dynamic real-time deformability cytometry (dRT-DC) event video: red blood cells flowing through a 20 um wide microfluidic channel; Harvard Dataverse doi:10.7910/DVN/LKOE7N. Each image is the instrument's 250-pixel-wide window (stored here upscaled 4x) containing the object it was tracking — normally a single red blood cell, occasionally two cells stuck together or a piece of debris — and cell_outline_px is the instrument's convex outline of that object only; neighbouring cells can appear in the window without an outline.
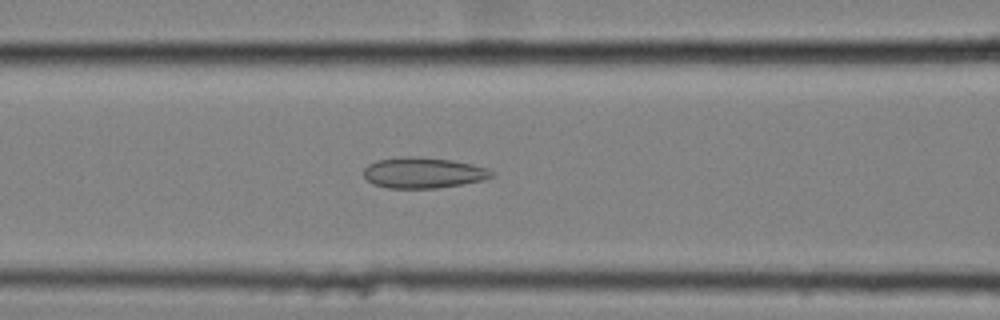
{"species": "common noctule bat (a hibernating species)", "species_latin": "Nyctalus noctula", "temperature_condition": "cold", "stored_images_in_passage": 58, "camera_frame_rate_fps": 3000, "um_per_image_px": 0.085, "animal": {"sex": "female", "body_mass_g": 25.1}, "frame": {"image": 1, "passage_image": 25, "time_ms": 8.0, "image_size_px": [1000, 320], "cell_outline_px": [[496, 176], [484, 180], [436, 188], [388, 188], [372, 184], [364, 176], [364, 168], [368, 164], [376, 160], [408, 156], [416, 156], [452, 160], [472, 164], [488, 168], [496, 172]], "centroid_in_image_um": [36.01, 14.68], "position_along_channel_um": 130.6, "area_um2": 23.12}}
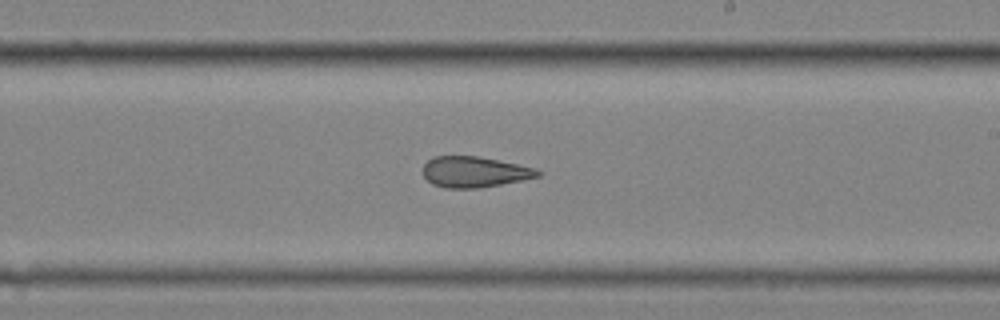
{"frame": {"image": 2, "passage_image": 35, "time_ms": 11.333, "image_size_px": [1000, 320], "cell_outline_px": [[544, 172], [540, 176], [500, 184], [476, 188], [444, 188], [432, 184], [424, 176], [424, 164], [432, 156], [476, 156], [536, 168]], "centroid_in_image_um": [40.31, 14.61], "position_along_channel_um": 248.7, "area_um2": 20.4}}
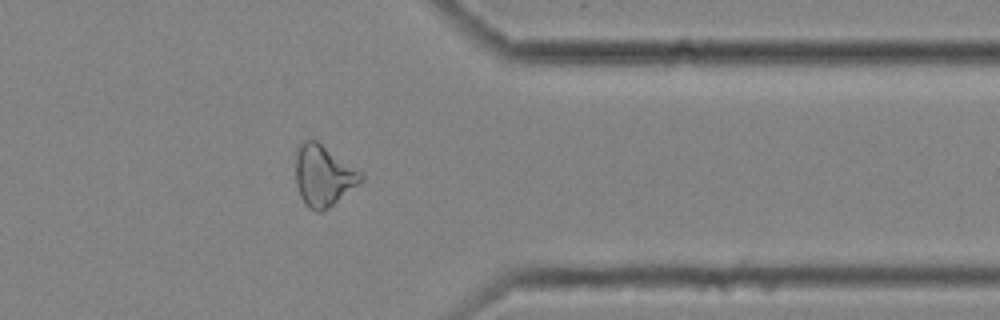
{"frame": {"image": 3, "passage_image": 47, "time_ms": 15.333, "image_size_px": [1000, 320], "cell_outline_px": [[364, 180], [324, 212], [316, 212], [308, 208], [304, 204], [300, 196], [296, 184], [296, 156], [300, 144], [304, 140], [316, 140], [364, 172]], "centroid_in_image_um": [27.52, 14.95], "position_along_channel_um": 383.9, "area_um2": 23.58}, "authors_computed_cell_mechanics": {"area_um2": 24.7962, "velocity_mm_per_s": 3.5556, "shape_relaxation_time_tau1_ms": null, "shape_relaxation_time_tau2_ms": 2.8044, "deformation_change_tau1": null, "deformation_change_tau2": 0.1068}}